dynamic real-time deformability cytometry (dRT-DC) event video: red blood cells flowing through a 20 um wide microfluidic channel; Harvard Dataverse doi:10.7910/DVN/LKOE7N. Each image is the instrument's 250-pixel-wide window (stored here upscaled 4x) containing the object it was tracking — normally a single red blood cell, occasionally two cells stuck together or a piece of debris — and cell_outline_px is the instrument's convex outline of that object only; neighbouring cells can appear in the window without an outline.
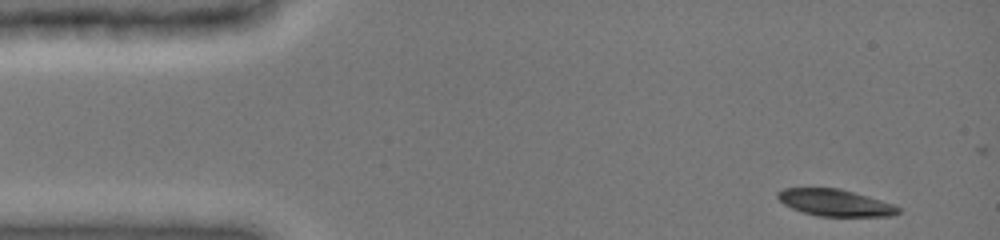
{"species": "common noctule bat (a hibernating species)", "species_latin": "Nyctalus noctula", "temperature_condition": "cold", "stored_images_in_passage": 8, "camera_frame_rate_fps": 3000, "um_per_image_px": 0.085, "animal": {"sex": "female", "body_mass_g": 19.0, "forearm_length_mm": 51.5}, "frame": {"image": 1, "passage_image": 1, "time_ms": 0.0, "image_size_px": [1000, 240], "cell_outline_px": [[900, 212], [892, 216], [816, 216], [792, 208], [784, 204], [776, 196], [776, 192], [784, 188], [840, 188], [892, 204], [900, 208]], "centroid_in_image_um": [70.95, 17.23], "position_along_channel_um": 14.1, "area_um2": 18.61}}
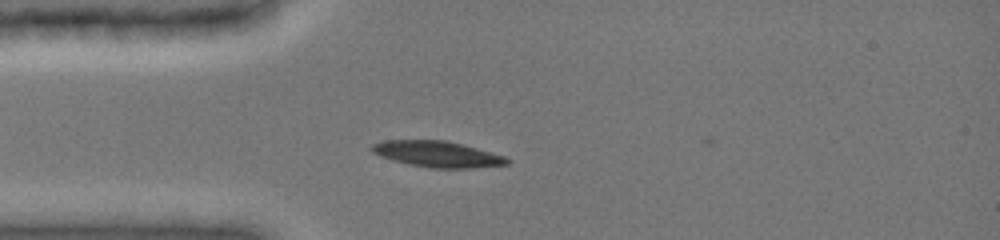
{"frame": {"image": 2, "passage_image": 7, "time_ms": 3.0, "image_size_px": [1000, 240], "cell_outline_px": [[512, 160], [508, 164], [472, 168], [428, 168], [408, 164], [392, 160], [380, 156], [372, 152], [372, 144], [384, 140], [444, 140], [476, 148], [504, 156]], "centroid_in_image_um": [37.16, 13.11], "position_along_channel_um": 47.8, "area_um2": 20.4}}